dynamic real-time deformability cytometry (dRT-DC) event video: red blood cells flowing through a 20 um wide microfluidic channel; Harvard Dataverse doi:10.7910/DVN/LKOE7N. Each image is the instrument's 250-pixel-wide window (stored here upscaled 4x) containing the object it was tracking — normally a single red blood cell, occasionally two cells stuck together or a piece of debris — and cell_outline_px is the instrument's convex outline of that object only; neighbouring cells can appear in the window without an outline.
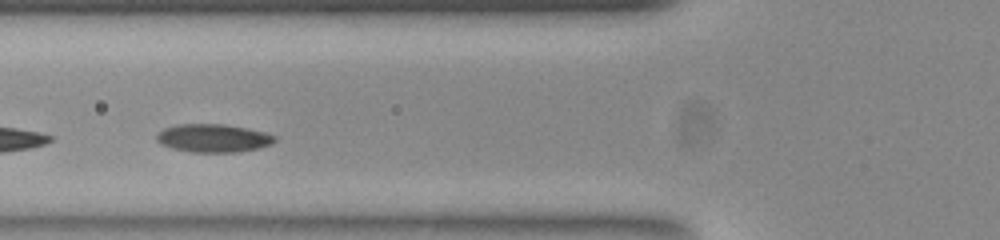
{"species": "common noctule bat (a hibernating species)", "species_latin": "Nyctalus noctula", "temperature_condition": "room temperature", "stored_images_in_passage": 31, "camera_frame_rate_fps": 3000, "um_per_image_px": 0.085, "animal": {"sex": "female", "body_mass_g": 23.0, "forearm_length_mm": 53.4}, "frame": {"image": 1, "passage_image": 10, "time_ms": 3.0, "image_size_px": [1000, 240], "cell_outline_px": [[276, 140], [272, 144], [260, 148], [236, 152], [192, 152], [172, 148], [160, 144], [156, 140], [156, 132], [164, 128], [176, 124], [224, 124], [248, 128], [264, 132], [276, 136]], "centroid_in_image_um": [18.11, 11.73], "position_along_channel_um": 107.7, "area_um2": 19.59}, "authors_computed_cell_mechanics": {"area_um2": 19.1896, "velocity_mm_per_s": 3.8372, "shape_relaxation_time_tau1_ms": null, "shape_relaxation_time_tau2_ms": 3.3699, "deformation_change_tau1": null, "deformation_change_tau2": 0.0817}}